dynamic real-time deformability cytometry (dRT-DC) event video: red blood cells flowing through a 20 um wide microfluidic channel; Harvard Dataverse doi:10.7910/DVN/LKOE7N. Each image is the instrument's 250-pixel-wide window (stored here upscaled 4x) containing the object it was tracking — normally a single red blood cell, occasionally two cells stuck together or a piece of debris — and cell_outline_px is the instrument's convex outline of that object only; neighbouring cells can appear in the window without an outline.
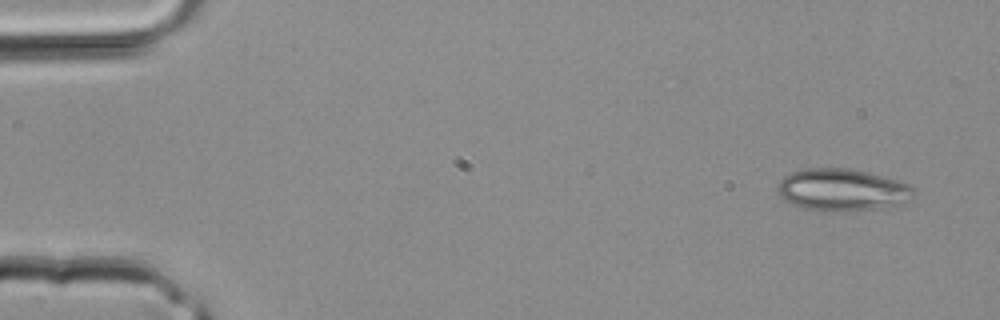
{"species": "common noctule bat (a hibernating species)", "species_latin": "Nyctalus noctula", "temperature_condition": "room temperature", "stored_images_in_passage": 3, "camera_frame_rate_fps": 3000, "um_per_image_px": 0.085, "animal": {"sex": "male", "body_mass_g": 20.4}, "frame": {"image": 1, "passage_image": 1, "time_ms": 0.0, "image_size_px": [1000, 320], "cell_outline_px": [[916, 196], [912, 200], [904, 204], [876, 208], [804, 208], [792, 204], [784, 200], [780, 196], [776, 188], [780, 180], [784, 176], [792, 172], [808, 168], [848, 168], [868, 172], [896, 180], [908, 184], [916, 192]], "centroid_in_image_um": [71.62, 16.09], "position_along_channel_um": 13.4, "area_um2": 32.54}}